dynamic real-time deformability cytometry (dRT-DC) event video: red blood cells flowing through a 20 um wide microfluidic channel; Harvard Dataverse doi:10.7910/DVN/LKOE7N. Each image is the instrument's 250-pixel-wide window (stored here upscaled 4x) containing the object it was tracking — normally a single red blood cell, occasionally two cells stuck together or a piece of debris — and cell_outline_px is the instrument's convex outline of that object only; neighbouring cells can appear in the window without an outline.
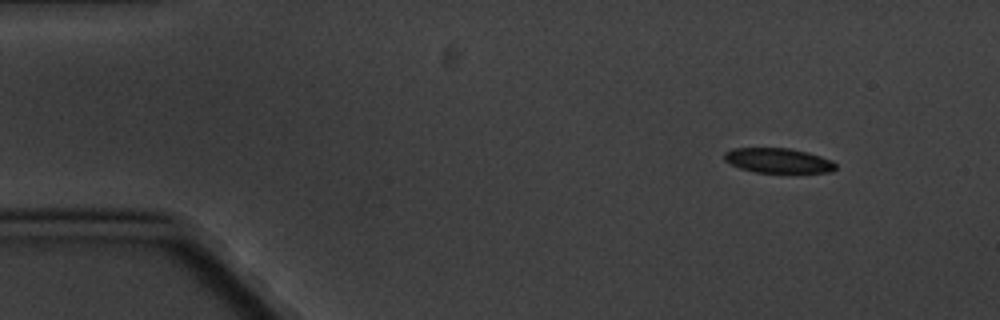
{"species": "common noctule bat (a hibernating species)", "species_latin": "Nyctalus noctula", "temperature_condition": "cold", "stored_images_in_passage": 3, "camera_frame_rate_fps": 3000, "um_per_image_px": 0.085, "animal": {"sex": "male", "body_mass_g": 20.1, "forearm_length_mm": 53.5}, "frame": {"image": 1, "passage_image": 1, "time_ms": 0.0, "image_size_px": [1000, 320], "cell_outline_px": [[836, 168], [832, 172], [756, 172], [740, 168], [724, 160], [724, 152], [732, 148], [788, 148], [808, 152], [832, 160], [836, 164]], "centroid_in_image_um": [66.14, 13.64], "position_along_channel_um": 18.9, "area_um2": 16.01}}